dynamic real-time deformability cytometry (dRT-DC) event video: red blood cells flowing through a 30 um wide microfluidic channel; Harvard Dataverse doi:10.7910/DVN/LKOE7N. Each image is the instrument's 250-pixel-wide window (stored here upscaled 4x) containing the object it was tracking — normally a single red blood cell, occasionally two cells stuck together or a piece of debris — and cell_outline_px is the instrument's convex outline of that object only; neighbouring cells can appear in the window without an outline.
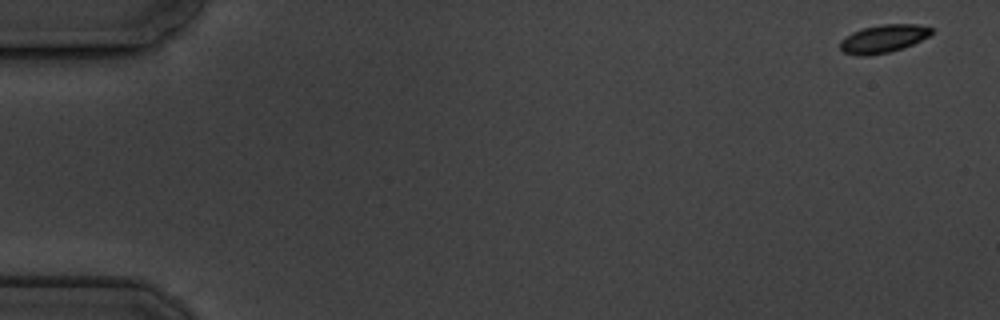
{"species": "common noctule bat (a hibernating species)", "species_latin": "Nyctalus noctula", "temperature_condition": "cold", "stored_images_in_passage": 3, "camera_frame_rate_fps": 3000, "um_per_image_px": 0.085, "animal": {"sex": "male", "body_mass_g": 19.5, "forearm_length_mm": 54.6}, "frame": {"image": 1, "passage_image": 1, "time_ms": 0.0, "image_size_px": [1000, 320], "cell_outline_px": [[932, 32], [928, 36], [912, 44], [888, 52], [868, 56], [860, 56], [844, 52], [840, 48], [840, 40], [852, 32], [864, 28], [880, 24], [916, 24], [932, 28]], "centroid_in_image_um": [75.05, 3.28], "position_along_channel_um": 10.0, "area_um2": 14.68}}